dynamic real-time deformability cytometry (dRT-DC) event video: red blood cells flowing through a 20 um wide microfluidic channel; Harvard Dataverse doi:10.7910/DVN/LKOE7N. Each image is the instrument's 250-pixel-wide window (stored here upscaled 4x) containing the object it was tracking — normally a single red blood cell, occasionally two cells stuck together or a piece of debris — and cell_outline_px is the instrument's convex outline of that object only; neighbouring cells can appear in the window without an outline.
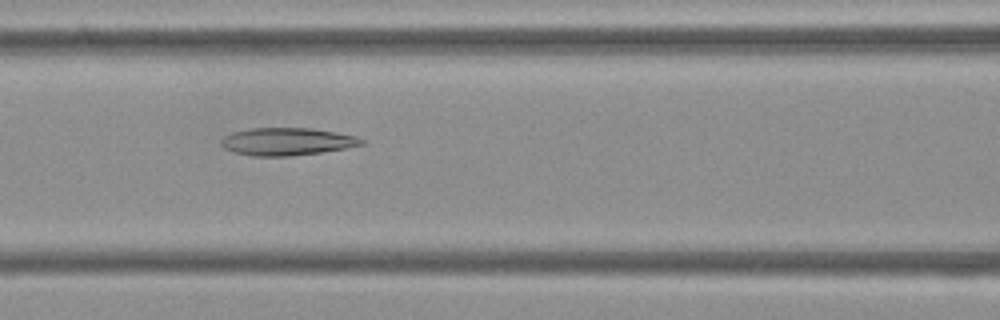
{"species": "Egyptian fruit bat (a non-hibernating species)", "species_latin": "Rousettus aegyptiacus", "temperature_condition": "cold", "stored_images_in_passage": 53, "camera_frame_rate_fps": 3000, "um_per_image_px": 0.085, "frame": {"image": 1, "passage_image": 22, "time_ms": 7.0, "image_size_px": [1000, 320], "cell_outline_px": [[364, 144], [344, 148], [320, 152], [288, 156], [252, 156], [232, 152], [224, 148], [220, 144], [220, 140], [224, 136], [232, 132], [248, 128], [312, 128], [336, 132], [356, 136], [364, 140]], "centroid_in_image_um": [24.34, 12.03], "position_along_channel_um": 142.3, "area_um2": 22.6}}
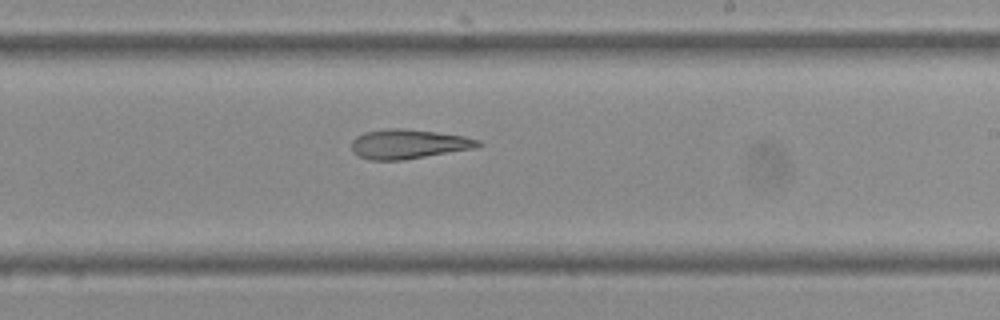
{"frame": {"image": 2, "passage_image": 31, "time_ms": 10.0, "image_size_px": [1000, 320], "cell_outline_px": [[484, 144], [476, 148], [404, 160], [368, 160], [352, 152], [352, 140], [356, 136], [364, 132], [388, 128], [404, 128], [436, 132], [464, 136], [480, 140]], "centroid_in_image_um": [34.73, 12.24], "position_along_channel_um": 254.3, "area_um2": 21.91}}
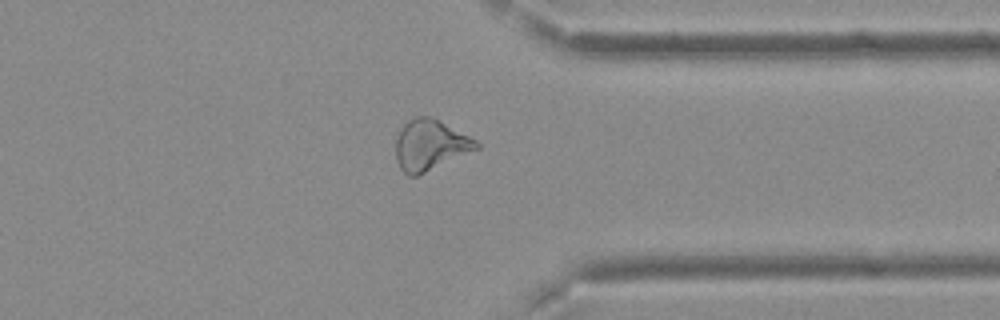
{"frame": {"image": 3, "passage_image": 41, "time_ms": 13.333, "image_size_px": [1000, 320], "cell_outline_px": [[480, 148], [416, 176], [408, 176], [400, 168], [396, 160], [396, 136], [400, 128], [408, 120], [416, 116], [428, 116], [476, 140], [480, 144]], "centroid_in_image_um": [36.52, 12.34], "position_along_channel_um": 374.9, "area_um2": 23.41}}